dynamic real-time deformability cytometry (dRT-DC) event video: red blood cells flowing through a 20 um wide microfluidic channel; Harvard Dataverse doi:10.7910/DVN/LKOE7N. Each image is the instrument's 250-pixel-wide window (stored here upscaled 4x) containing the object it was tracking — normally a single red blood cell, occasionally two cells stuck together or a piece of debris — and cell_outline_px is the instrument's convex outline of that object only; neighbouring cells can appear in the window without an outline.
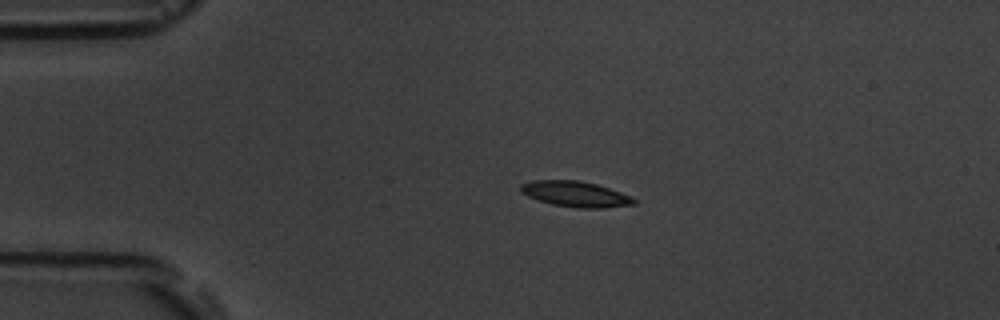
{"species": "common noctule bat (a hibernating species)", "species_latin": "Nyctalus noctula", "temperature_condition": "room temperature", "stored_images_in_passage": 4, "camera_frame_rate_fps": 3000, "um_per_image_px": 0.085, "animal": {"sex": "male", "body_mass_g": 19.5, "forearm_length_mm": 54.6}, "frame": {"image": 1, "passage_image": 3, "time_ms": 2.0, "image_size_px": [1000, 320], "cell_outline_px": [[636, 204], [604, 208], [576, 208], [552, 204], [528, 196], [520, 192], [520, 184], [532, 180], [580, 180], [596, 184], [632, 196], [636, 200]], "centroid_in_image_um": [48.92, 16.49], "position_along_channel_um": 36.1, "area_um2": 16.94}}